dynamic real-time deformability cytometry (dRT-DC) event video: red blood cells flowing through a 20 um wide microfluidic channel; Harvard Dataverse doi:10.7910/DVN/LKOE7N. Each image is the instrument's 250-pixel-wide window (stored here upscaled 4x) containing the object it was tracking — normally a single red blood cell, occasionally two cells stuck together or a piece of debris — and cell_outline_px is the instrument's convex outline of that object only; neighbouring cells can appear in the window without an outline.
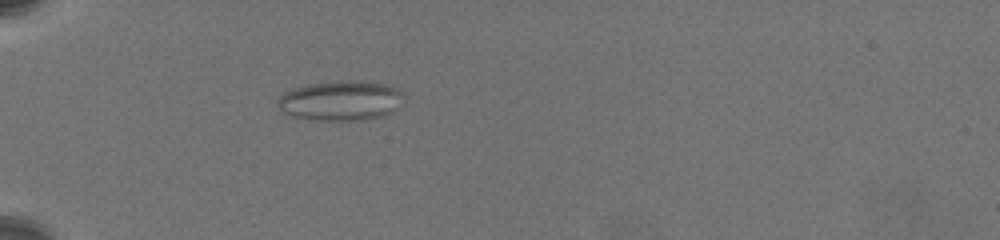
{"species": "common noctule bat (a hibernating species)", "species_latin": "Nyctalus noctula", "temperature_condition": "warm", "stored_images_in_passage": 115, "camera_frame_rate_fps": 3000, "um_per_image_px": 0.085, "animal": {"sex": "female", "body_mass_g": 19.5, "forearm_length_mm": 54.1}, "frame": {"image": 1, "passage_image": 42, "time_ms": 7.333, "image_size_px": [1000, 240], "cell_outline_px": [[404, 96], [396, 108], [392, 112], [380, 116], [364, 120], [308, 120], [292, 116], [284, 112], [276, 104], [276, 100], [284, 92], [292, 88], [308, 84], [348, 80], [372, 80], [388, 84], [400, 88], [404, 92]], "centroid_in_image_um": [28.98, 8.53], "position_along_channel_um": 56.0, "area_um2": 29.82}}
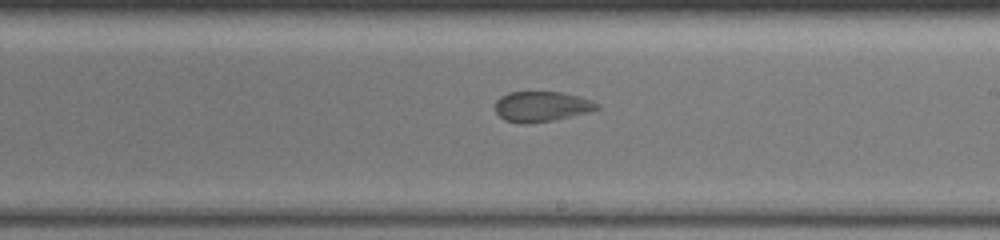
{"frame": {"image": 2, "passage_image": 72, "time_ms": 13.333, "image_size_px": [1000, 240], "cell_outline_px": [[600, 108], [588, 112], [552, 120], [524, 124], [520, 124], [504, 120], [496, 112], [496, 100], [500, 96], [508, 92], [560, 92], [580, 96], [592, 100], [600, 104]], "centroid_in_image_um": [46.03, 9.04], "position_along_channel_um": 243.0, "area_um2": 17.98}}
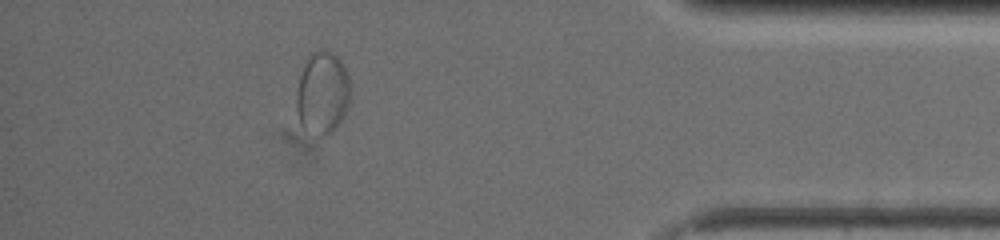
{"frame": {"image": 3, "passage_image": 103, "time_ms": 19.0, "image_size_px": [1000, 240], "cell_outline_px": [[348, 104], [344, 116], [336, 128], [328, 136], [316, 136], [304, 128], [300, 124], [296, 108], [296, 92], [300, 76], [308, 56], [312, 52], [332, 52], [340, 60], [348, 76]], "centroid_in_image_um": [27.38, 7.96], "position_along_channel_um": 407.8, "area_um2": 25.61}}